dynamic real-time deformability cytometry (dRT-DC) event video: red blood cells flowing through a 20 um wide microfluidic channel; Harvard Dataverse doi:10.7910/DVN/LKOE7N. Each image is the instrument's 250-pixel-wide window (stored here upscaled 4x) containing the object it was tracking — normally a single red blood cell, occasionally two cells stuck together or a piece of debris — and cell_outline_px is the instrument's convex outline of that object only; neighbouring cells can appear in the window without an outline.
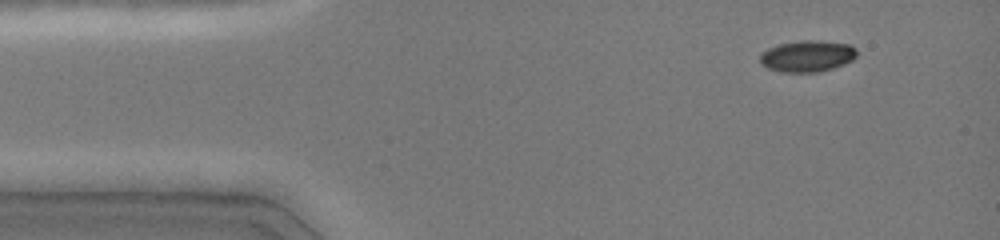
{"species": "common noctule bat (a hibernating species)", "species_latin": "Nyctalus noctula", "temperature_condition": "cold", "stored_images_in_passage": 4, "camera_frame_rate_fps": 3000, "um_per_image_px": 0.085, "animal": {"sex": "female", "body_mass_g": 19.0, "forearm_length_mm": 51.5}, "frame": {"image": 1, "passage_image": 1, "time_ms": 0.0, "image_size_px": [1000, 240], "cell_outline_px": [[856, 56], [852, 60], [844, 64], [832, 68], [816, 72], [780, 72], [768, 68], [760, 64], [760, 56], [768, 48], [780, 44], [800, 40], [816, 40], [848, 44], [856, 48]], "centroid_in_image_um": [68.61, 4.77], "position_along_channel_um": 16.4, "area_um2": 17.63}}